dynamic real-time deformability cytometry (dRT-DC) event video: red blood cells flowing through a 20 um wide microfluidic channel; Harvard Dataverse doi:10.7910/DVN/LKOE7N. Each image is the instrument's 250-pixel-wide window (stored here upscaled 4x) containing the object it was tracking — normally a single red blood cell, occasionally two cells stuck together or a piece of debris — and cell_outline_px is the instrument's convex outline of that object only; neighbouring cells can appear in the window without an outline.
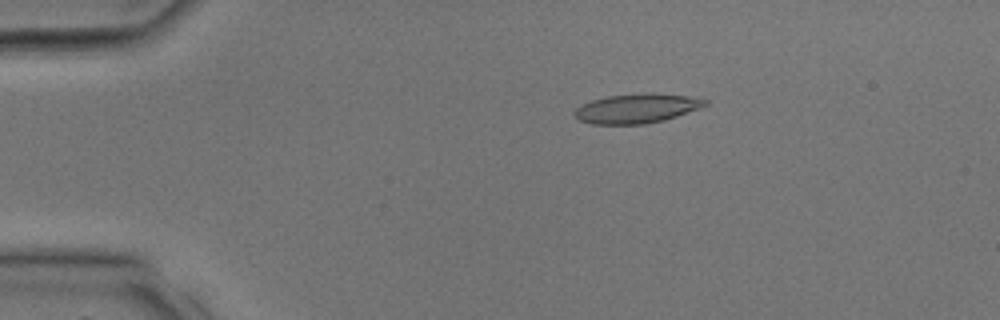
{"species": "common noctule bat (a hibernating species)", "species_latin": "Nyctalus noctula", "temperature_condition": "room temperature", "stored_images_in_passage": 34, "camera_frame_rate_fps": 3000, "um_per_image_px": 0.085, "animal": {"sex": "male", "body_mass_g": 17.9, "forearm_length_mm": 54.2}, "frame": {"image": 1, "passage_image": 7, "time_ms": 2.0, "image_size_px": [1000, 320], "cell_outline_px": [[708, 104], [700, 108], [664, 120], [644, 124], [592, 124], [580, 120], [572, 112], [580, 104], [592, 100], [608, 96], [648, 92], [652, 92], [688, 96], [708, 100]], "centroid_in_image_um": [54.12, 9.2], "position_along_channel_um": 30.9, "area_um2": 22.43}}
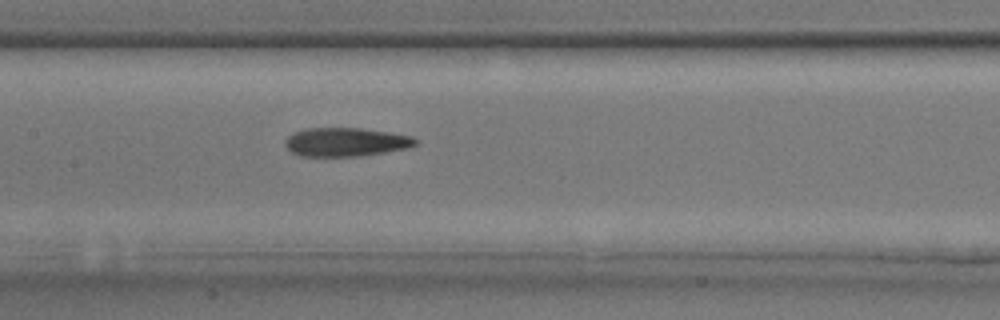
{"frame": {"image": 2, "passage_image": 17, "time_ms": 5.333, "image_size_px": [1000, 320], "cell_outline_px": [[420, 140], [416, 144], [408, 148], [360, 156], [300, 156], [292, 152], [284, 144], [284, 140], [288, 136], [296, 132], [308, 128], [360, 128], [392, 132], [412, 136]], "centroid_in_image_um": [29.43, 12.07], "position_along_channel_um": 178.0, "area_um2": 21.85}}
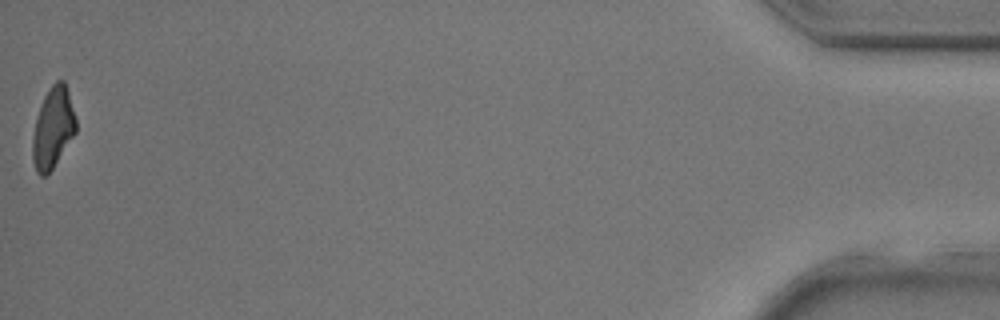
{"frame": {"image": 3, "passage_image": 34, "time_ms": 11.0, "image_size_px": [1000, 320], "cell_outline_px": [[76, 132], [52, 168], [44, 176], [40, 176], [36, 172], [32, 160], [32, 140], [36, 120], [44, 96], [52, 84], [56, 80], [64, 80], [68, 92], [76, 120]], "centroid_in_image_um": [4.49, 10.87], "position_along_channel_um": 430.7, "area_um2": 20.06}}